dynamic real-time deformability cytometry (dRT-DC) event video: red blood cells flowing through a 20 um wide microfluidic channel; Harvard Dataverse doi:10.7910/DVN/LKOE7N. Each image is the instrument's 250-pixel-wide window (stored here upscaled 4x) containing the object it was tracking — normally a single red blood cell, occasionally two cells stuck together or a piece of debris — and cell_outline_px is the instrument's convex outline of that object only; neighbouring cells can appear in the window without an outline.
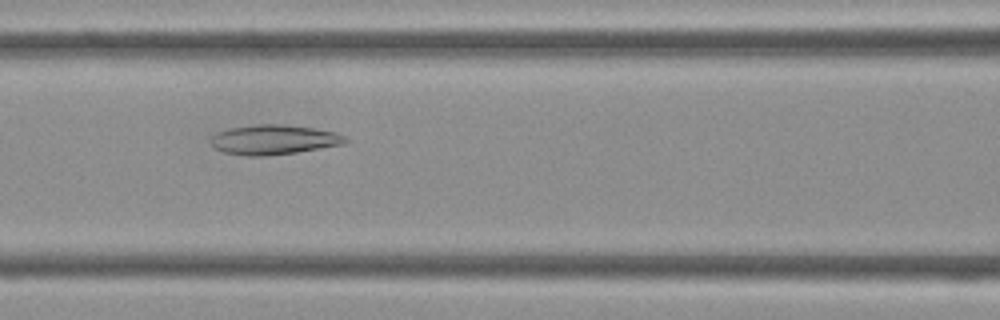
{"species": "Egyptian fruit bat (a non-hibernating species)", "species_latin": "Rousettus aegyptiacus", "temperature_condition": "cold", "stored_images_in_passage": 37, "camera_frame_rate_fps": 3000, "um_per_image_px": 0.085, "frame": {"image": 1, "passage_image": 12, "time_ms": 3.667, "image_size_px": [1000, 320], "cell_outline_px": [[348, 140], [344, 144], [296, 152], [264, 156], [248, 156], [224, 152], [216, 148], [212, 144], [212, 136], [216, 132], [228, 128], [256, 124], [284, 124], [312, 128], [336, 132], [344, 136]], "centroid_in_image_um": [23.27, 11.86], "position_along_channel_um": 143.3, "area_um2": 23.18}}
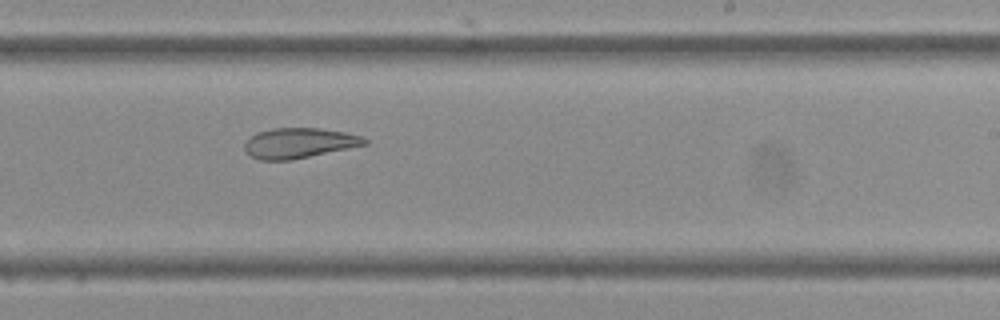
{"frame": {"image": 2, "passage_image": 20, "time_ms": 6.333, "image_size_px": [1000, 320], "cell_outline_px": [[368, 144], [292, 160], [260, 160], [252, 156], [244, 148], [244, 144], [256, 132], [272, 128], [320, 128], [344, 132], [360, 136], [368, 140]], "centroid_in_image_um": [25.42, 12.15], "position_along_channel_um": 263.6, "area_um2": 20.98}}
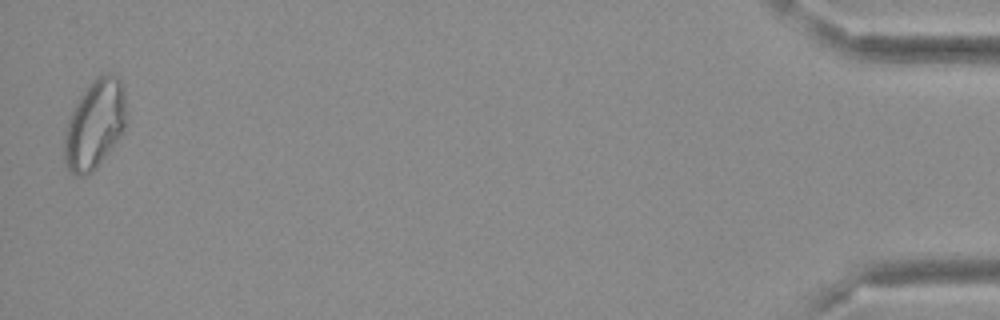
{"frame": {"image": 3, "passage_image": 37, "time_ms": 12.0, "image_size_px": [1000, 320], "cell_outline_px": [[124, 128], [120, 136], [96, 168], [88, 176], [76, 176], [64, 164], [64, 132], [68, 120], [80, 96], [88, 84], [96, 76], [104, 72], [112, 72], [124, 84]], "centroid_in_image_um": [8.03, 10.56], "position_along_channel_um": 427.2, "area_um2": 32.08}}